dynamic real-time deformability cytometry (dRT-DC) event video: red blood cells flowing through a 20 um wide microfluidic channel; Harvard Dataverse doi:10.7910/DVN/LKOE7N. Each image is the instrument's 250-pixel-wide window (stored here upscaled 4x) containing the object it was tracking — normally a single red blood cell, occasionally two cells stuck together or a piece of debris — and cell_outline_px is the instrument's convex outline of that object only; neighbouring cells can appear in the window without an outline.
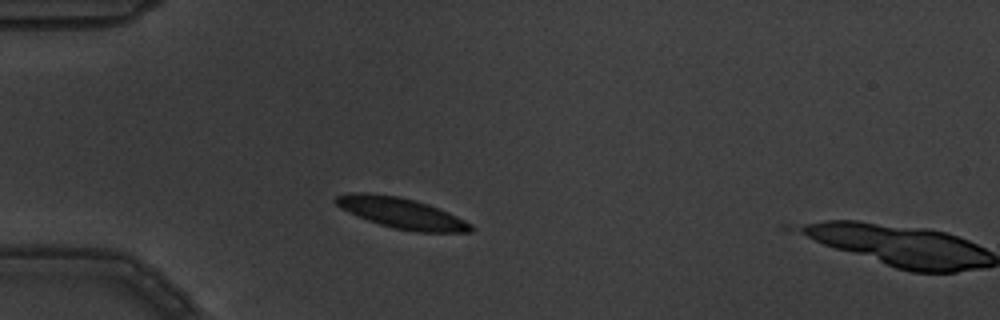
{"species": "common noctule bat (a hibernating species)", "species_latin": "Nyctalus noctula", "temperature_condition": "warm", "stored_images_in_passage": 4, "camera_frame_rate_fps": 3000, "um_per_image_px": 0.085, "animal": {"sex": "male", "body_mass_g": 19.5, "forearm_length_mm": 54.6}, "frame": {"image": 1, "passage_image": 3, "time_ms": 0.667, "image_size_px": [1000, 320], "cell_outline_px": [[472, 232], [416, 232], [392, 228], [356, 216], [336, 204], [332, 200], [336, 196], [348, 192], [364, 192], [396, 196], [416, 200], [428, 204], [448, 212], [472, 224]], "centroid_in_image_um": [34.1, 18.11], "position_along_channel_um": 50.9, "area_um2": 24.1}}